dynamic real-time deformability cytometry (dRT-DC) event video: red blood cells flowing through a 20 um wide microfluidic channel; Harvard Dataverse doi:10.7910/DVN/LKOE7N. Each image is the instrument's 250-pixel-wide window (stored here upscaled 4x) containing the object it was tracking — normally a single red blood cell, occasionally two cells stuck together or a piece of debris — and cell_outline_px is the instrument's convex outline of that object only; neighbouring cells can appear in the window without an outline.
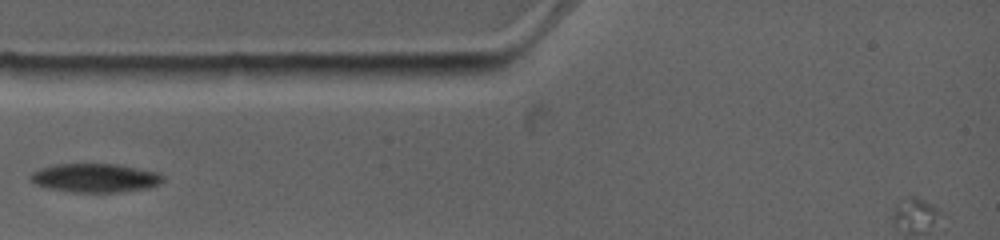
{"species": "common noctule bat (a hibernating species)", "species_latin": "Nyctalus noctula", "temperature_condition": "warm", "stored_images_in_passage": 6, "camera_frame_rate_fps": 4500, "um_per_image_px": 0.085, "animal": {"sex": "female", "body_mass_g": 19.0, "forearm_length_mm": 53.3}, "frame": {"image": 1, "passage_image": 2, "time_ms": 0.889, "image_size_px": [1000, 240], "cell_outline_px": [[164, 180], [160, 184], [148, 188], [120, 192], [72, 192], [48, 188], [36, 184], [28, 176], [32, 172], [56, 164], [116, 164], [156, 172], [164, 176]], "centroid_in_image_um": [8.11, 15.13], "position_along_channel_um": 76.9, "area_um2": 22.02}}
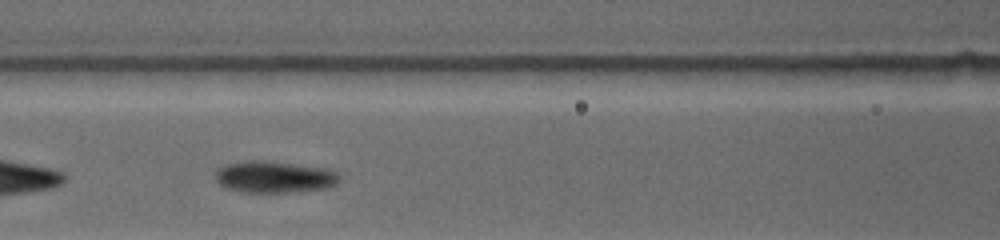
{"frame": {"image": 2, "passage_image": 4, "time_ms": 2.667, "image_size_px": [1000, 240], "cell_outline_px": [[340, 180], [336, 184], [328, 188], [288, 192], [244, 192], [224, 188], [216, 180], [216, 172], [220, 168], [228, 164], [248, 160], [264, 160], [324, 168], [336, 172], [340, 176]], "centroid_in_image_um": [23.32, 15.04], "position_along_channel_um": 143.3, "area_um2": 22.77}}
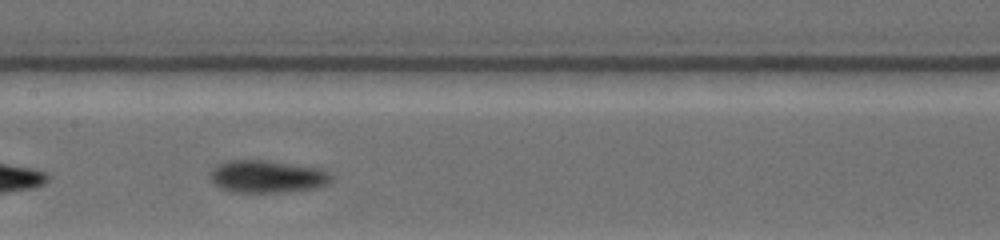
{"frame": {"image": 3, "passage_image": 5, "time_ms": 3.778, "image_size_px": [1000, 240], "cell_outline_px": [[332, 180], [328, 184], [316, 188], [276, 192], [232, 192], [220, 188], [212, 180], [212, 168], [224, 160], [264, 160], [316, 168], [328, 172], [332, 176]], "centroid_in_image_um": [22.69, 15.0], "position_along_channel_um": 184.7, "area_um2": 22.6}}